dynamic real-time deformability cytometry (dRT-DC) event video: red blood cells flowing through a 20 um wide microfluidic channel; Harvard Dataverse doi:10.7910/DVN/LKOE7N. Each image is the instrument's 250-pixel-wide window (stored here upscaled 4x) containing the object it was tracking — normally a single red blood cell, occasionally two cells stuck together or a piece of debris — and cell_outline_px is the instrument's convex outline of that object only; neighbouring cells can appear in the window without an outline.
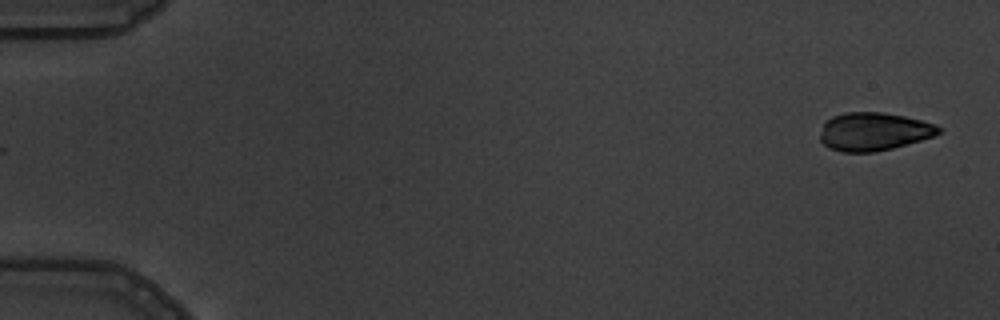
{"species": "common noctule bat (a hibernating species)", "species_latin": "Nyctalus noctula", "temperature_condition": "warm", "stored_images_in_passage": 5, "camera_frame_rate_fps": 3000, "um_per_image_px": 0.085, "animal": {"sex": "male", "body_mass_g": 19.5, "forearm_length_mm": 54.6}, "frame": {"image": 1, "passage_image": 1, "time_ms": 0.0, "image_size_px": [1000, 320], "cell_outline_px": [[940, 132], [932, 136], [920, 140], [892, 148], [872, 152], [844, 152], [828, 148], [820, 140], [820, 132], [824, 120], [832, 116], [844, 112], [884, 112], [904, 116], [936, 124], [940, 128]], "centroid_in_image_um": [74.21, 11.17], "position_along_channel_um": 10.8, "area_um2": 26.36}}